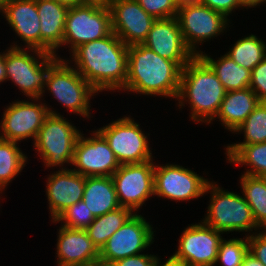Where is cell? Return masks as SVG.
Instances as JSON below:
<instances>
[{"instance_id": "1", "label": "cell", "mask_w": 266, "mask_h": 266, "mask_svg": "<svg viewBox=\"0 0 266 266\" xmlns=\"http://www.w3.org/2000/svg\"><path fill=\"white\" fill-rule=\"evenodd\" d=\"M70 60L77 72L99 93L120 90L127 79L128 46L112 31L77 47Z\"/></svg>"}, {"instance_id": "2", "label": "cell", "mask_w": 266, "mask_h": 266, "mask_svg": "<svg viewBox=\"0 0 266 266\" xmlns=\"http://www.w3.org/2000/svg\"><path fill=\"white\" fill-rule=\"evenodd\" d=\"M182 68L143 44L128 46L127 79L123 91L175 98Z\"/></svg>"}, {"instance_id": "3", "label": "cell", "mask_w": 266, "mask_h": 266, "mask_svg": "<svg viewBox=\"0 0 266 266\" xmlns=\"http://www.w3.org/2000/svg\"><path fill=\"white\" fill-rule=\"evenodd\" d=\"M226 92L212 68L197 55L182 69L177 105L181 108L190 104V119L208 125L216 120Z\"/></svg>"}, {"instance_id": "4", "label": "cell", "mask_w": 266, "mask_h": 266, "mask_svg": "<svg viewBox=\"0 0 266 266\" xmlns=\"http://www.w3.org/2000/svg\"><path fill=\"white\" fill-rule=\"evenodd\" d=\"M12 44L5 50L6 81L12 80L29 99L43 98L48 73L61 57Z\"/></svg>"}, {"instance_id": "5", "label": "cell", "mask_w": 266, "mask_h": 266, "mask_svg": "<svg viewBox=\"0 0 266 266\" xmlns=\"http://www.w3.org/2000/svg\"><path fill=\"white\" fill-rule=\"evenodd\" d=\"M210 192V204L203 222L216 231L252 232L262 230L255 222L252 210L244 196L237 192L223 190L216 182L210 181L205 193Z\"/></svg>"}, {"instance_id": "6", "label": "cell", "mask_w": 266, "mask_h": 266, "mask_svg": "<svg viewBox=\"0 0 266 266\" xmlns=\"http://www.w3.org/2000/svg\"><path fill=\"white\" fill-rule=\"evenodd\" d=\"M111 32V13L107 3L84 1L69 8L60 47L69 44L72 53L80 45L102 39Z\"/></svg>"}, {"instance_id": "7", "label": "cell", "mask_w": 266, "mask_h": 266, "mask_svg": "<svg viewBox=\"0 0 266 266\" xmlns=\"http://www.w3.org/2000/svg\"><path fill=\"white\" fill-rule=\"evenodd\" d=\"M80 134L81 131L64 116L50 114L33 145L46 167L61 166L60 170H67L63 165L72 164L74 147Z\"/></svg>"}, {"instance_id": "8", "label": "cell", "mask_w": 266, "mask_h": 266, "mask_svg": "<svg viewBox=\"0 0 266 266\" xmlns=\"http://www.w3.org/2000/svg\"><path fill=\"white\" fill-rule=\"evenodd\" d=\"M69 62L61 58L50 69L44 89L71 113L90 118V99L98 92Z\"/></svg>"}, {"instance_id": "9", "label": "cell", "mask_w": 266, "mask_h": 266, "mask_svg": "<svg viewBox=\"0 0 266 266\" xmlns=\"http://www.w3.org/2000/svg\"><path fill=\"white\" fill-rule=\"evenodd\" d=\"M176 18L184 42L195 56L201 53V50H197L199 44L218 37L226 31L227 26L230 27V20L225 15L210 9L199 0L181 1Z\"/></svg>"}, {"instance_id": "10", "label": "cell", "mask_w": 266, "mask_h": 266, "mask_svg": "<svg viewBox=\"0 0 266 266\" xmlns=\"http://www.w3.org/2000/svg\"><path fill=\"white\" fill-rule=\"evenodd\" d=\"M97 131L107 141L120 165L154 160L148 135H145L132 117L118 118Z\"/></svg>"}, {"instance_id": "11", "label": "cell", "mask_w": 266, "mask_h": 266, "mask_svg": "<svg viewBox=\"0 0 266 266\" xmlns=\"http://www.w3.org/2000/svg\"><path fill=\"white\" fill-rule=\"evenodd\" d=\"M153 230L142 215L134 213L99 250V264L109 266L117 260L141 254L154 242Z\"/></svg>"}, {"instance_id": "12", "label": "cell", "mask_w": 266, "mask_h": 266, "mask_svg": "<svg viewBox=\"0 0 266 266\" xmlns=\"http://www.w3.org/2000/svg\"><path fill=\"white\" fill-rule=\"evenodd\" d=\"M30 100L36 103L17 100L5 108L0 123L1 139L17 143L29 138H33L34 141L50 114L61 115L48 107L46 103H42L40 98Z\"/></svg>"}, {"instance_id": "13", "label": "cell", "mask_w": 266, "mask_h": 266, "mask_svg": "<svg viewBox=\"0 0 266 266\" xmlns=\"http://www.w3.org/2000/svg\"><path fill=\"white\" fill-rule=\"evenodd\" d=\"M154 169L153 160L120 165L112 175V180L121 207L137 213L140 207L154 195Z\"/></svg>"}, {"instance_id": "14", "label": "cell", "mask_w": 266, "mask_h": 266, "mask_svg": "<svg viewBox=\"0 0 266 266\" xmlns=\"http://www.w3.org/2000/svg\"><path fill=\"white\" fill-rule=\"evenodd\" d=\"M222 232L216 231L203 221L187 226L179 239L178 251L171 259L180 264L214 266L216 264Z\"/></svg>"}, {"instance_id": "15", "label": "cell", "mask_w": 266, "mask_h": 266, "mask_svg": "<svg viewBox=\"0 0 266 266\" xmlns=\"http://www.w3.org/2000/svg\"><path fill=\"white\" fill-rule=\"evenodd\" d=\"M210 181L196 172L176 164L156 165L154 196L172 201L194 200L204 196Z\"/></svg>"}, {"instance_id": "16", "label": "cell", "mask_w": 266, "mask_h": 266, "mask_svg": "<svg viewBox=\"0 0 266 266\" xmlns=\"http://www.w3.org/2000/svg\"><path fill=\"white\" fill-rule=\"evenodd\" d=\"M81 133L74 147L72 170L83 176H109L120 167L114 152L109 147L104 137L97 131L84 137ZM77 168V169H76Z\"/></svg>"}, {"instance_id": "17", "label": "cell", "mask_w": 266, "mask_h": 266, "mask_svg": "<svg viewBox=\"0 0 266 266\" xmlns=\"http://www.w3.org/2000/svg\"><path fill=\"white\" fill-rule=\"evenodd\" d=\"M112 31L127 45L142 44L156 20L136 0H109Z\"/></svg>"}, {"instance_id": "18", "label": "cell", "mask_w": 266, "mask_h": 266, "mask_svg": "<svg viewBox=\"0 0 266 266\" xmlns=\"http://www.w3.org/2000/svg\"><path fill=\"white\" fill-rule=\"evenodd\" d=\"M142 44L182 69L195 56L184 42L176 17L156 19Z\"/></svg>"}, {"instance_id": "19", "label": "cell", "mask_w": 266, "mask_h": 266, "mask_svg": "<svg viewBox=\"0 0 266 266\" xmlns=\"http://www.w3.org/2000/svg\"><path fill=\"white\" fill-rule=\"evenodd\" d=\"M57 266H90L99 264V250L85 229L61 226L58 229Z\"/></svg>"}, {"instance_id": "20", "label": "cell", "mask_w": 266, "mask_h": 266, "mask_svg": "<svg viewBox=\"0 0 266 266\" xmlns=\"http://www.w3.org/2000/svg\"><path fill=\"white\" fill-rule=\"evenodd\" d=\"M48 176L46 195L51 221H53L69 206L82 200L86 176L73 171L71 168L55 171Z\"/></svg>"}, {"instance_id": "21", "label": "cell", "mask_w": 266, "mask_h": 266, "mask_svg": "<svg viewBox=\"0 0 266 266\" xmlns=\"http://www.w3.org/2000/svg\"><path fill=\"white\" fill-rule=\"evenodd\" d=\"M0 13L24 45L26 44V49L41 50L40 18L36 0H10Z\"/></svg>"}, {"instance_id": "22", "label": "cell", "mask_w": 266, "mask_h": 266, "mask_svg": "<svg viewBox=\"0 0 266 266\" xmlns=\"http://www.w3.org/2000/svg\"><path fill=\"white\" fill-rule=\"evenodd\" d=\"M36 6L40 18L41 50L57 56L70 7L55 0H36Z\"/></svg>"}, {"instance_id": "23", "label": "cell", "mask_w": 266, "mask_h": 266, "mask_svg": "<svg viewBox=\"0 0 266 266\" xmlns=\"http://www.w3.org/2000/svg\"><path fill=\"white\" fill-rule=\"evenodd\" d=\"M260 102L250 88L226 92L216 117L234 133Z\"/></svg>"}, {"instance_id": "24", "label": "cell", "mask_w": 266, "mask_h": 266, "mask_svg": "<svg viewBox=\"0 0 266 266\" xmlns=\"http://www.w3.org/2000/svg\"><path fill=\"white\" fill-rule=\"evenodd\" d=\"M82 200L95 217L121 207L112 177L109 176H87Z\"/></svg>"}, {"instance_id": "25", "label": "cell", "mask_w": 266, "mask_h": 266, "mask_svg": "<svg viewBox=\"0 0 266 266\" xmlns=\"http://www.w3.org/2000/svg\"><path fill=\"white\" fill-rule=\"evenodd\" d=\"M199 56L212 68L227 92L249 88L251 71L238 65L227 54L218 57L217 61L203 51Z\"/></svg>"}, {"instance_id": "26", "label": "cell", "mask_w": 266, "mask_h": 266, "mask_svg": "<svg viewBox=\"0 0 266 266\" xmlns=\"http://www.w3.org/2000/svg\"><path fill=\"white\" fill-rule=\"evenodd\" d=\"M226 157L229 163L247 165L244 174L263 176L266 173V142L251 145H228Z\"/></svg>"}, {"instance_id": "27", "label": "cell", "mask_w": 266, "mask_h": 266, "mask_svg": "<svg viewBox=\"0 0 266 266\" xmlns=\"http://www.w3.org/2000/svg\"><path fill=\"white\" fill-rule=\"evenodd\" d=\"M134 212L126 207L95 217L85 229L92 243L100 250L111 235L123 226Z\"/></svg>"}, {"instance_id": "28", "label": "cell", "mask_w": 266, "mask_h": 266, "mask_svg": "<svg viewBox=\"0 0 266 266\" xmlns=\"http://www.w3.org/2000/svg\"><path fill=\"white\" fill-rule=\"evenodd\" d=\"M242 194L248 202L256 224L266 230V181L261 176L242 174Z\"/></svg>"}, {"instance_id": "29", "label": "cell", "mask_w": 266, "mask_h": 266, "mask_svg": "<svg viewBox=\"0 0 266 266\" xmlns=\"http://www.w3.org/2000/svg\"><path fill=\"white\" fill-rule=\"evenodd\" d=\"M17 144L0 138V194L22 172L28 161Z\"/></svg>"}, {"instance_id": "30", "label": "cell", "mask_w": 266, "mask_h": 266, "mask_svg": "<svg viewBox=\"0 0 266 266\" xmlns=\"http://www.w3.org/2000/svg\"><path fill=\"white\" fill-rule=\"evenodd\" d=\"M226 54L238 65L252 71L266 57V43L251 34L237 40Z\"/></svg>"}, {"instance_id": "31", "label": "cell", "mask_w": 266, "mask_h": 266, "mask_svg": "<svg viewBox=\"0 0 266 266\" xmlns=\"http://www.w3.org/2000/svg\"><path fill=\"white\" fill-rule=\"evenodd\" d=\"M244 133V141L228 145H251L266 142V102H260L234 133Z\"/></svg>"}, {"instance_id": "32", "label": "cell", "mask_w": 266, "mask_h": 266, "mask_svg": "<svg viewBox=\"0 0 266 266\" xmlns=\"http://www.w3.org/2000/svg\"><path fill=\"white\" fill-rule=\"evenodd\" d=\"M245 238H231L220 241L216 264L222 266H242L243 259L249 251L248 235Z\"/></svg>"}, {"instance_id": "33", "label": "cell", "mask_w": 266, "mask_h": 266, "mask_svg": "<svg viewBox=\"0 0 266 266\" xmlns=\"http://www.w3.org/2000/svg\"><path fill=\"white\" fill-rule=\"evenodd\" d=\"M95 219V216L86 207L83 200L69 206L52 222L60 223L72 229H86ZM63 223V224H62Z\"/></svg>"}, {"instance_id": "34", "label": "cell", "mask_w": 266, "mask_h": 266, "mask_svg": "<svg viewBox=\"0 0 266 266\" xmlns=\"http://www.w3.org/2000/svg\"><path fill=\"white\" fill-rule=\"evenodd\" d=\"M141 8L155 19L176 17L179 0H136Z\"/></svg>"}, {"instance_id": "35", "label": "cell", "mask_w": 266, "mask_h": 266, "mask_svg": "<svg viewBox=\"0 0 266 266\" xmlns=\"http://www.w3.org/2000/svg\"><path fill=\"white\" fill-rule=\"evenodd\" d=\"M249 88L261 102H266V57L251 71Z\"/></svg>"}, {"instance_id": "36", "label": "cell", "mask_w": 266, "mask_h": 266, "mask_svg": "<svg viewBox=\"0 0 266 266\" xmlns=\"http://www.w3.org/2000/svg\"><path fill=\"white\" fill-rule=\"evenodd\" d=\"M258 232L248 234L249 252L266 266V230Z\"/></svg>"}, {"instance_id": "37", "label": "cell", "mask_w": 266, "mask_h": 266, "mask_svg": "<svg viewBox=\"0 0 266 266\" xmlns=\"http://www.w3.org/2000/svg\"><path fill=\"white\" fill-rule=\"evenodd\" d=\"M158 256L152 254H139L126 257L111 263L109 266H154Z\"/></svg>"}, {"instance_id": "38", "label": "cell", "mask_w": 266, "mask_h": 266, "mask_svg": "<svg viewBox=\"0 0 266 266\" xmlns=\"http://www.w3.org/2000/svg\"><path fill=\"white\" fill-rule=\"evenodd\" d=\"M202 4L209 7L210 9L220 12L229 17L235 9H240L242 5L239 0H199Z\"/></svg>"}, {"instance_id": "39", "label": "cell", "mask_w": 266, "mask_h": 266, "mask_svg": "<svg viewBox=\"0 0 266 266\" xmlns=\"http://www.w3.org/2000/svg\"><path fill=\"white\" fill-rule=\"evenodd\" d=\"M242 266H264V265L248 251V253L243 259Z\"/></svg>"}, {"instance_id": "40", "label": "cell", "mask_w": 266, "mask_h": 266, "mask_svg": "<svg viewBox=\"0 0 266 266\" xmlns=\"http://www.w3.org/2000/svg\"><path fill=\"white\" fill-rule=\"evenodd\" d=\"M5 52H0V84L6 82Z\"/></svg>"}, {"instance_id": "41", "label": "cell", "mask_w": 266, "mask_h": 266, "mask_svg": "<svg viewBox=\"0 0 266 266\" xmlns=\"http://www.w3.org/2000/svg\"><path fill=\"white\" fill-rule=\"evenodd\" d=\"M239 2L242 5L243 9L246 7L248 9V8L257 7L260 4L266 2V0H239Z\"/></svg>"}, {"instance_id": "42", "label": "cell", "mask_w": 266, "mask_h": 266, "mask_svg": "<svg viewBox=\"0 0 266 266\" xmlns=\"http://www.w3.org/2000/svg\"><path fill=\"white\" fill-rule=\"evenodd\" d=\"M58 3L64 4L68 7H72L74 5H78L82 2H84L83 0H55Z\"/></svg>"}, {"instance_id": "43", "label": "cell", "mask_w": 266, "mask_h": 266, "mask_svg": "<svg viewBox=\"0 0 266 266\" xmlns=\"http://www.w3.org/2000/svg\"><path fill=\"white\" fill-rule=\"evenodd\" d=\"M160 258L156 261L154 266H177V262L172 260L170 257L164 262V264H159Z\"/></svg>"}, {"instance_id": "44", "label": "cell", "mask_w": 266, "mask_h": 266, "mask_svg": "<svg viewBox=\"0 0 266 266\" xmlns=\"http://www.w3.org/2000/svg\"><path fill=\"white\" fill-rule=\"evenodd\" d=\"M10 0H0V12L4 9L5 5L9 2Z\"/></svg>"}, {"instance_id": "45", "label": "cell", "mask_w": 266, "mask_h": 266, "mask_svg": "<svg viewBox=\"0 0 266 266\" xmlns=\"http://www.w3.org/2000/svg\"><path fill=\"white\" fill-rule=\"evenodd\" d=\"M85 2H100V0H83Z\"/></svg>"}, {"instance_id": "46", "label": "cell", "mask_w": 266, "mask_h": 266, "mask_svg": "<svg viewBox=\"0 0 266 266\" xmlns=\"http://www.w3.org/2000/svg\"><path fill=\"white\" fill-rule=\"evenodd\" d=\"M177 266H193V265L180 264L179 262H177Z\"/></svg>"}, {"instance_id": "47", "label": "cell", "mask_w": 266, "mask_h": 266, "mask_svg": "<svg viewBox=\"0 0 266 266\" xmlns=\"http://www.w3.org/2000/svg\"><path fill=\"white\" fill-rule=\"evenodd\" d=\"M261 177L266 181V173Z\"/></svg>"}, {"instance_id": "48", "label": "cell", "mask_w": 266, "mask_h": 266, "mask_svg": "<svg viewBox=\"0 0 266 266\" xmlns=\"http://www.w3.org/2000/svg\"><path fill=\"white\" fill-rule=\"evenodd\" d=\"M179 1L181 2V1H196V0H179Z\"/></svg>"}, {"instance_id": "49", "label": "cell", "mask_w": 266, "mask_h": 266, "mask_svg": "<svg viewBox=\"0 0 266 266\" xmlns=\"http://www.w3.org/2000/svg\"><path fill=\"white\" fill-rule=\"evenodd\" d=\"M90 266H102V265H100V264H94V265H90Z\"/></svg>"}, {"instance_id": "50", "label": "cell", "mask_w": 266, "mask_h": 266, "mask_svg": "<svg viewBox=\"0 0 266 266\" xmlns=\"http://www.w3.org/2000/svg\"><path fill=\"white\" fill-rule=\"evenodd\" d=\"M107 1H109V0H100V2H107Z\"/></svg>"}]
</instances>
